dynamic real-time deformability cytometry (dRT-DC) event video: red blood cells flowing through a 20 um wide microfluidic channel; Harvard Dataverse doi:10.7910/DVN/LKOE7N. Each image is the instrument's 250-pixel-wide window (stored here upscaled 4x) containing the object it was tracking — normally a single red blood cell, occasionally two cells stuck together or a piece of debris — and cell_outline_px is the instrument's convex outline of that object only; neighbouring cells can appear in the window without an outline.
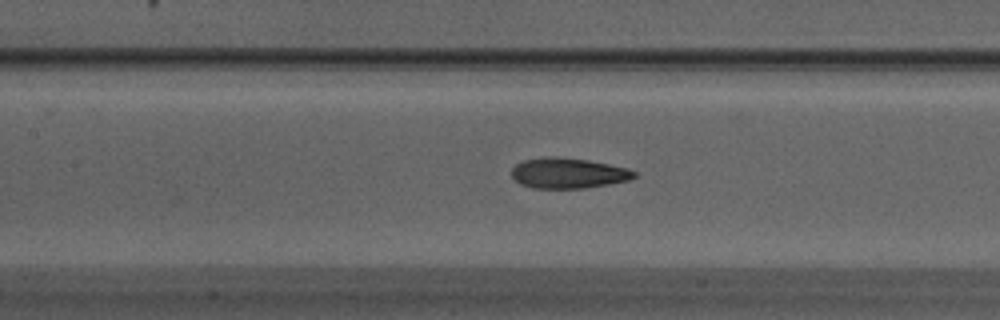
{"species": "Egyptian fruit bat (a non-hibernating species)", "species_latin": "Rousettus aegyptiacus", "temperature_condition": "warm", "stored_images_in_passage": 48, "camera_frame_rate_fps": 3000, "um_per_image_px": 0.085, "animal": {"sex": "male"}, "frame": {"image": 1, "passage_image": 21, "time_ms": 6.667, "image_size_px": [1000, 320], "cell_outline_px": [[636, 176], [628, 180], [608, 184], [584, 188], [532, 188], [520, 184], [512, 176], [512, 168], [516, 164], [524, 160], [544, 156], [556, 156], [588, 160], [628, 168], [636, 172]], "centroid_in_image_um": [48.27, 14.71], "position_along_channel_um": 159.1, "area_um2": 21.73}}
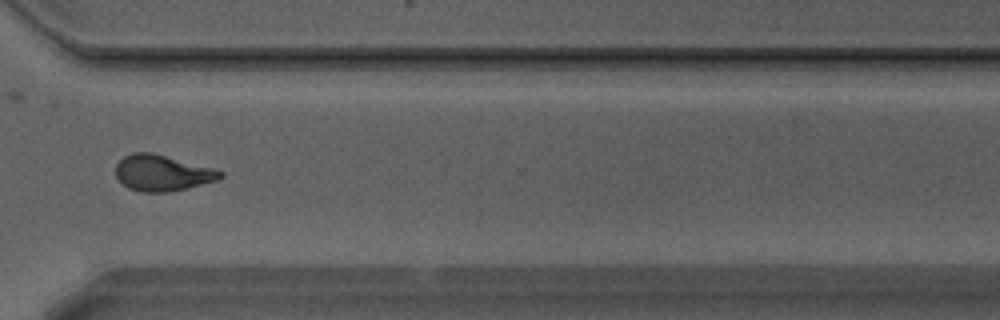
{"frame": {"image": 2, "passage_image": 35, "time_ms": 11.333, "image_size_px": [1000, 320], "cell_outline_px": [[224, 176], [216, 180], [188, 188], [168, 192], [140, 192], [128, 188], [116, 176], [116, 164], [124, 156], [132, 152], [152, 152], [212, 168], [224, 172]], "centroid_in_image_um": [13.78, 14.7], "position_along_channel_um": 356.8, "area_um2": 21.85}, "authors_computed_cell_mechanics": {"area_um2": 21.5883, "velocity_mm_per_s": 4.2419, "shape_relaxation_time_tau1_ms": 10.3382, "shape_relaxation_time_tau2_ms": 1.2987, "deformation_change_tau1": 0.2973, "deformation_change_tau2": 0.0895}}